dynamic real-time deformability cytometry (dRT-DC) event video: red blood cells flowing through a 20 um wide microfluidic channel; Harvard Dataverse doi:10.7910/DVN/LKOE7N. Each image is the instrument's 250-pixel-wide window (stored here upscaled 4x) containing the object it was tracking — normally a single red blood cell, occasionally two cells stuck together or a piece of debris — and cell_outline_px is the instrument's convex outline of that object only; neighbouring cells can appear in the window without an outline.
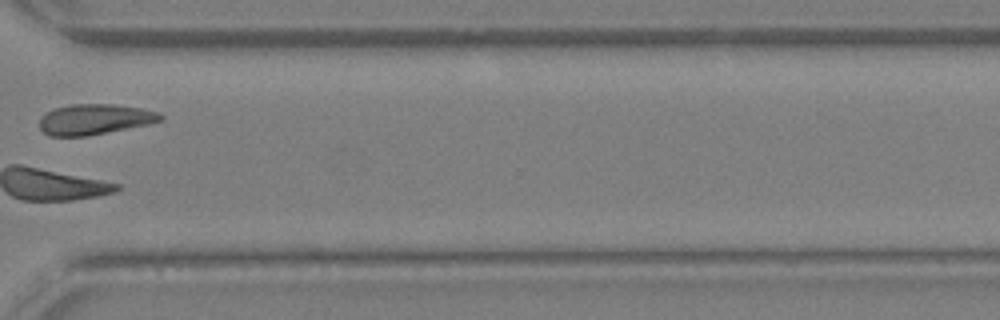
{"species": "Egyptian fruit bat (a non-hibernating species)", "species_latin": "Rousettus aegyptiacus", "temperature_condition": "warm", "stored_images_in_passage": 29, "camera_frame_rate_fps": 3000, "um_per_image_px": 0.085, "animal": {"sex": "female"}, "frame": {"image": 1, "passage_image": 21, "time_ms": 6.667, "image_size_px": [1000, 320], "cell_outline_px": [[164, 120], [148, 124], [84, 136], [48, 136], [40, 128], [40, 116], [44, 112], [56, 108], [72, 104], [112, 104], [140, 108], [160, 112], [164, 116]], "centroid_in_image_um": [8.04, 10.13], "position_along_channel_um": 362.6, "area_um2": 21.44}}